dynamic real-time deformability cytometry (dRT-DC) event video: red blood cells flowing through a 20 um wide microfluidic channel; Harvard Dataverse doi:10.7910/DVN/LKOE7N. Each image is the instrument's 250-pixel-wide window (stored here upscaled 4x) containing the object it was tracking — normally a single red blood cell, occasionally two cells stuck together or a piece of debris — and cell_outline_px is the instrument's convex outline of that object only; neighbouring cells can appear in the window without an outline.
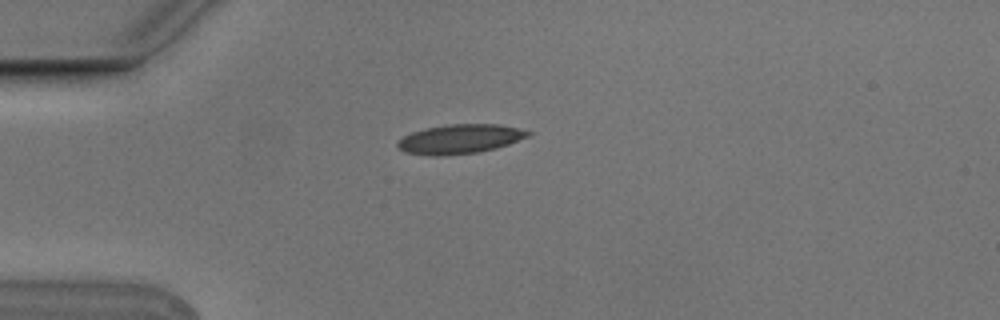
{"species": "Egyptian fruit bat (a non-hibernating species)", "species_latin": "Rousettus aegyptiacus", "temperature_condition": "cold", "stored_images_in_passage": 3, "camera_frame_rate_fps": 3000, "um_per_image_px": 0.085, "animal": {"sex": "male"}, "frame": {"image": 1, "passage_image": 1, "time_ms": 0.0, "image_size_px": [1000, 320], "cell_outline_px": [[532, 132], [528, 136], [508, 144], [496, 148], [476, 152], [444, 156], [432, 156], [404, 152], [396, 144], [396, 140], [412, 132], [424, 128], [448, 124], [496, 124], [520, 128]], "centroid_in_image_um": [39.05, 11.81], "position_along_channel_um": 45.9, "area_um2": 22.31}}